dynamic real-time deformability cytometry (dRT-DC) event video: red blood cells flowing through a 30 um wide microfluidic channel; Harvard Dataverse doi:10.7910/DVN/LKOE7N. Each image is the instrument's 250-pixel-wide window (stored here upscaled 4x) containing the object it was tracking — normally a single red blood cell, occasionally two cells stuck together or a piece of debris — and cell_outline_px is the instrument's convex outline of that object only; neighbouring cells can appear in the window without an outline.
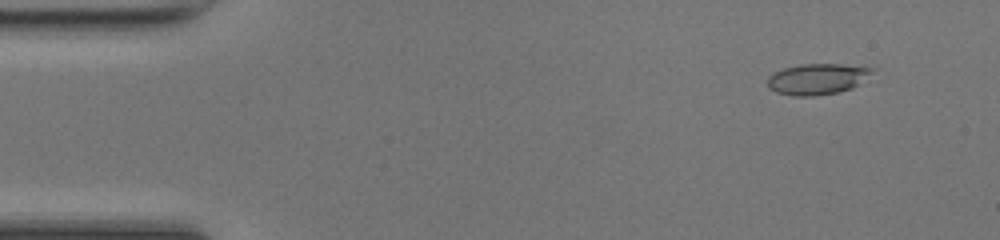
{"species": "common noctule bat (a hibernating species)", "species_latin": "Nyctalus noctula", "temperature_condition": "room temperature", "stored_images_in_passage": 48, "camera_frame_rate_fps": 3000, "um_per_image_px": 0.085, "animal": {"sex": "female", "body_mass_g": 17.0, "forearm_length_mm": 48.0}, "frame": {"image": 1, "passage_image": 4, "time_ms": 1.0, "image_size_px": [1000, 240], "cell_outline_px": [[876, 68], [852, 88], [836, 92], [812, 96], [792, 96], [776, 92], [768, 88], [768, 76], [772, 72], [784, 68], [800, 64], [840, 64]], "centroid_in_image_um": [69.39, 6.71], "position_along_channel_um": 15.6, "area_um2": 18.67}}
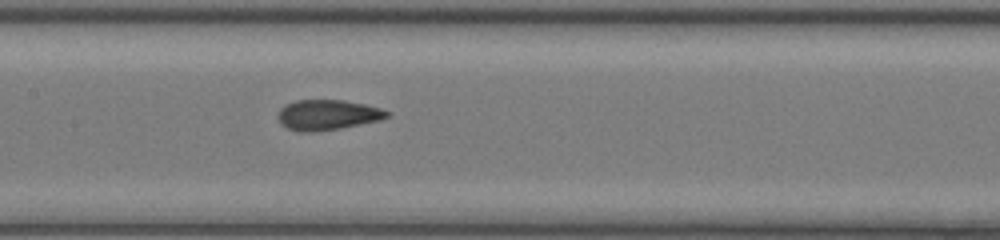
{"frame": {"image": 2, "passage_image": 23, "time_ms": 7.333, "image_size_px": [1000, 240], "cell_outline_px": [[392, 112], [388, 116], [380, 120], [340, 128], [312, 132], [296, 132], [280, 124], [276, 116], [280, 108], [296, 100], [344, 100], [364, 104], [380, 108]], "centroid_in_image_um": [27.81, 9.77], "position_along_channel_um": 179.6, "area_um2": 19.31}}
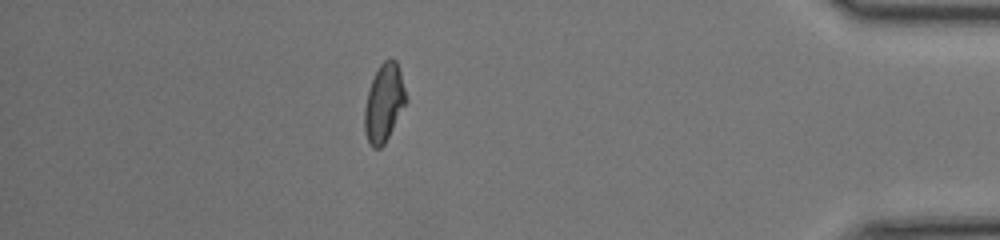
{"frame": {"image": 3, "passage_image": 42, "time_ms": 13.667, "image_size_px": [1000, 240], "cell_outline_px": [[408, 100], [384, 144], [380, 148], [372, 148], [364, 132], [364, 108], [368, 92], [372, 80], [380, 64], [384, 60], [392, 56], [396, 60], [400, 72]], "centroid_in_image_um": [32.64, 8.73], "position_along_channel_um": 402.6, "area_um2": 18.79}, "authors_computed_cell_mechanics": {"area_um2": 18.9295, "velocity_mm_per_s": 4.2797, "shape_relaxation_time_tau1_ms": 6.1097, "shape_relaxation_time_tau2_ms": 1.3779, "deformation_change_tau1": 0.1741, "deformation_change_tau2": 0.0602}}